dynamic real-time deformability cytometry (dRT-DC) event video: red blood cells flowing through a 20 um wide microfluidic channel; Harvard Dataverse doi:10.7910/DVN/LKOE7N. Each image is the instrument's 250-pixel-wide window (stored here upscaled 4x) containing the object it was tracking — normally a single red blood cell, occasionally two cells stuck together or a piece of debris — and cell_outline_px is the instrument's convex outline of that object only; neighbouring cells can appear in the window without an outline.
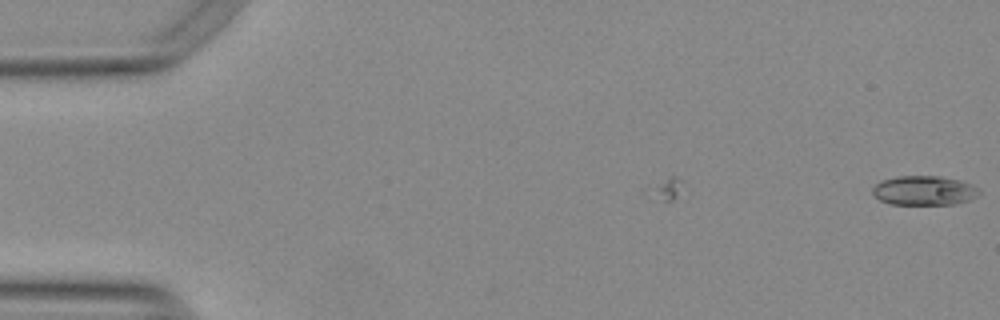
{"species": "Egyptian fruit bat (a non-hibernating species)", "species_latin": "Rousettus aegyptiacus", "temperature_condition": "warm", "stored_images_in_passage": 7, "camera_frame_rate_fps": 3000, "um_per_image_px": 0.085, "animal": {"sex": "female"}, "frame": {"image": 1, "passage_image": 7, "time_ms": 2.0, "image_size_px": [1000, 320], "cell_outline_px": [[980, 192], [968, 200], [952, 204], [888, 204], [880, 200], [872, 192], [872, 188], [880, 180], [896, 176], [940, 176], [960, 180], [972, 184]], "centroid_in_image_um": [78.5, 16.18], "position_along_channel_um": 6.5, "area_um2": 18.15}}